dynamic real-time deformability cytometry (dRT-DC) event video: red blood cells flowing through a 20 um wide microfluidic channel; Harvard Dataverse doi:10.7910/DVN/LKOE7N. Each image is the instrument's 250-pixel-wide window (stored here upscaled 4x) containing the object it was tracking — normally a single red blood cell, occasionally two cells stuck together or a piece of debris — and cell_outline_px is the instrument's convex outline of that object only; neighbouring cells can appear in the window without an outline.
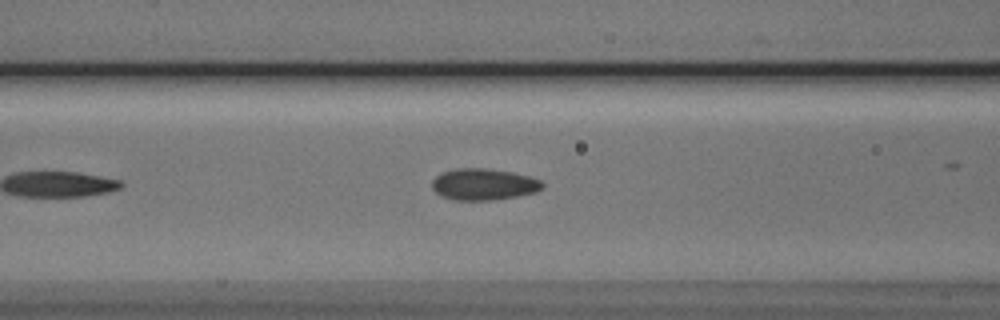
{"species": "Egyptian fruit bat (a non-hibernating species)", "species_latin": "Rousettus aegyptiacus", "temperature_condition": "cold", "stored_images_in_passage": 7, "camera_frame_rate_fps": 3000, "um_per_image_px": 0.085, "animal": {"sex": "male"}, "frame": {"image": 1, "passage_image": 6, "time_ms": 5.667, "image_size_px": [1000, 320], "cell_outline_px": [[544, 188], [536, 192], [516, 196], [492, 200], [452, 200], [440, 196], [432, 188], [432, 180], [440, 172], [456, 168], [484, 168], [512, 172], [528, 176], [540, 180], [544, 184]], "centroid_in_image_um": [41.08, 15.67], "position_along_channel_um": 125.5, "area_um2": 20.4}}